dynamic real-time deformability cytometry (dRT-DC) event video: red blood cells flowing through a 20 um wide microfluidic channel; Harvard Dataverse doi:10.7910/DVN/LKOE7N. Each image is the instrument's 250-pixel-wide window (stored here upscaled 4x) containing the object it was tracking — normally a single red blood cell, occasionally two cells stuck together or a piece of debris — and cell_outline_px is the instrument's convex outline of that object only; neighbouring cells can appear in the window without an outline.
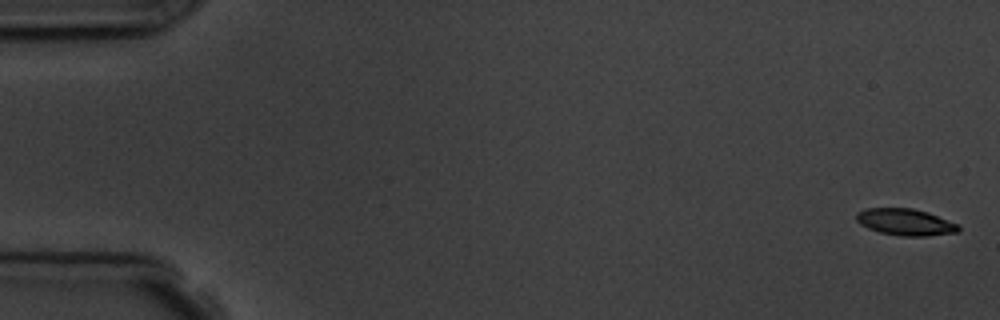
{"species": "common noctule bat (a hibernating species)", "species_latin": "Nyctalus noctula", "temperature_condition": "room temperature", "stored_images_in_passage": 7, "camera_frame_rate_fps": 3000, "um_per_image_px": 0.085, "animal": {"sex": "male", "body_mass_g": 19.5, "forearm_length_mm": 54.6}, "frame": {"image": 1, "passage_image": 1, "time_ms": 0.0, "image_size_px": [1000, 320], "cell_outline_px": [[960, 232], [928, 236], [900, 236], [880, 232], [868, 228], [860, 224], [856, 220], [856, 212], [864, 208], [912, 208], [928, 212], [960, 224]], "centroid_in_image_um": [76.98, 18.87], "position_along_channel_um": 8.0, "area_um2": 16.13}}
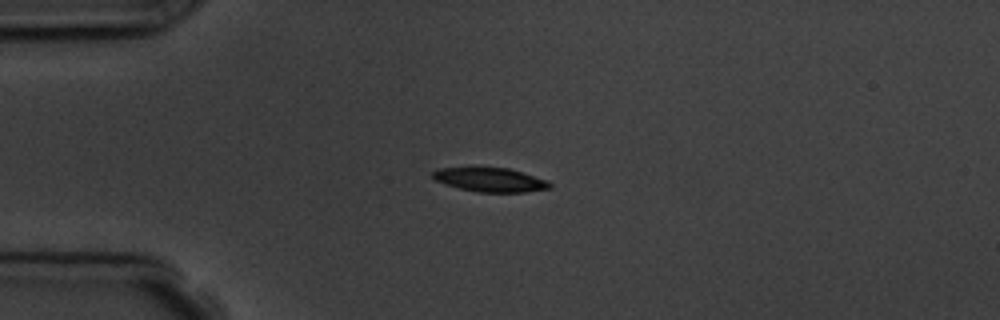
{"frame": {"image": 2, "passage_image": 5, "time_ms": 4.333, "image_size_px": [1000, 320], "cell_outline_px": [[552, 188], [524, 192], [480, 192], [460, 188], [444, 184], [436, 180], [432, 176], [432, 172], [440, 168], [508, 168], [548, 180], [552, 184]], "centroid_in_image_um": [41.7, 15.29], "position_along_channel_um": 43.3, "area_um2": 16.18}}